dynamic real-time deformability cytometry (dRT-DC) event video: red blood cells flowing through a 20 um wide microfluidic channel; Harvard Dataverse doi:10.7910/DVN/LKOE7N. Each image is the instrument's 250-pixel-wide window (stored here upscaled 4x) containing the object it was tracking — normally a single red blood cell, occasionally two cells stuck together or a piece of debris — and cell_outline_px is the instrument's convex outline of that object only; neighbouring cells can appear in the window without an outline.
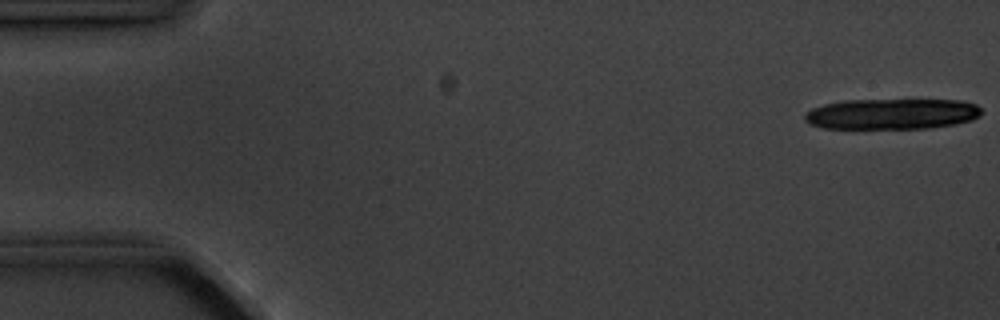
{"species": "common noctule bat (a hibernating species)", "species_latin": "Nyctalus noctula", "temperature_condition": "cold", "stored_images_in_passage": 5, "camera_frame_rate_fps": 3000, "um_per_image_px": 0.085, "animal": {"sex": "male", "body_mass_g": 20.1, "forearm_length_mm": 53.5}, "frame": {"image": 1, "passage_image": 1, "time_ms": 0.0, "image_size_px": [1000, 320], "cell_outline_px": [[980, 116], [972, 120], [956, 124], [928, 128], [824, 128], [808, 124], [804, 120], [804, 112], [812, 108], [824, 104], [844, 100], [960, 100], [976, 104], [980, 108]], "centroid_in_image_um": [75.78, 9.68], "position_along_channel_um": 9.2, "area_um2": 31.73}}